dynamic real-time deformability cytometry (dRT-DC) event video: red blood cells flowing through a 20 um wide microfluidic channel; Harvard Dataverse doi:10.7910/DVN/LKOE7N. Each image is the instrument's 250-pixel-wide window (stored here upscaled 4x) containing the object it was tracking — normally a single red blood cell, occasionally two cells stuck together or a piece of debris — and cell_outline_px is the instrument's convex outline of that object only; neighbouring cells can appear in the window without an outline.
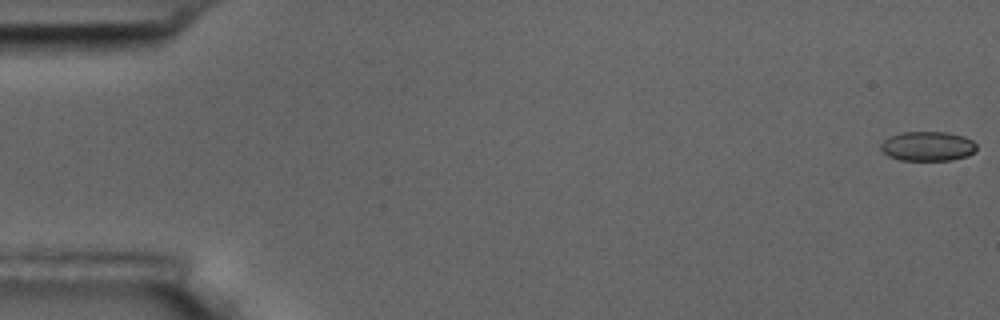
{"species": "common noctule bat (a hibernating species)", "species_latin": "Nyctalus noctula", "temperature_condition": "room temperature", "stored_images_in_passage": 58, "camera_frame_rate_fps": 3000, "um_per_image_px": 0.085, "animal": {"sex": "male", "body_mass_g": 17.5, "forearm_length_mm": 52.3}, "frame": {"image": 1, "passage_image": 1, "time_ms": 0.0, "image_size_px": [1000, 320], "cell_outline_px": [[976, 152], [968, 156], [952, 160], [900, 160], [888, 156], [880, 148], [880, 144], [888, 136], [900, 132], [948, 132], [964, 136], [972, 140], [976, 144]], "centroid_in_image_um": [78.86, 12.42], "position_along_channel_um": 6.1, "area_um2": 16.7}}
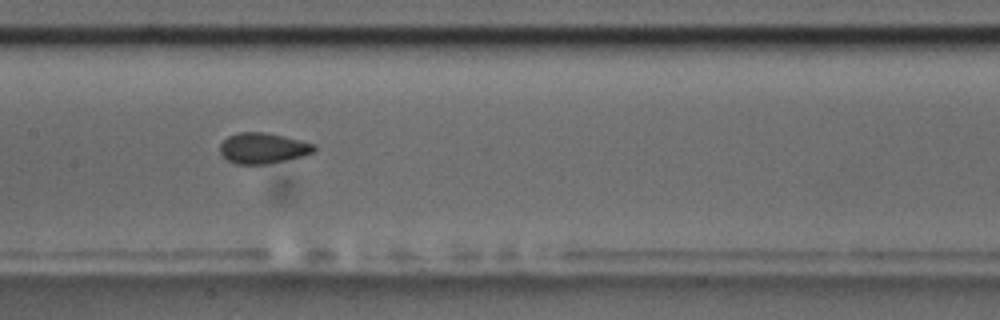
{"frame": {"image": 2, "passage_image": 29, "time_ms": 9.333, "image_size_px": [1000, 320], "cell_outline_px": [[316, 148], [312, 152], [304, 156], [264, 164], [236, 164], [228, 160], [220, 152], [220, 144], [228, 136], [240, 132], [264, 132], [284, 136], [316, 144]], "centroid_in_image_um": [22.36, 12.59], "position_along_channel_um": 185.0, "area_um2": 16.7}}
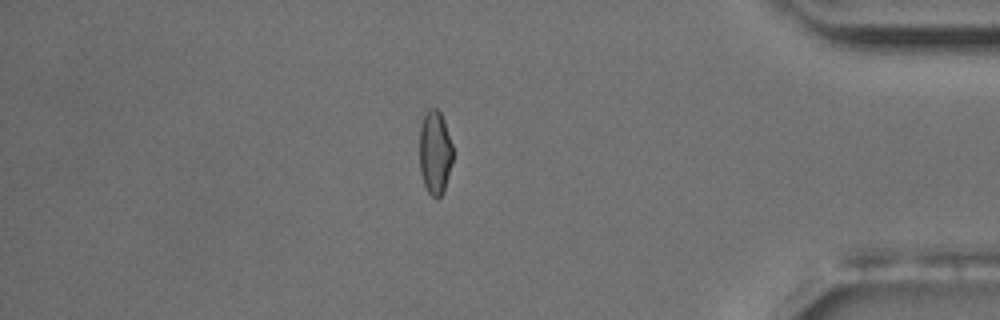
{"frame": {"image": 3, "passage_image": 50, "time_ms": 16.333, "image_size_px": [1000, 320], "cell_outline_px": [[452, 160], [444, 192], [436, 200], [428, 192], [424, 184], [420, 172], [420, 124], [428, 108], [436, 108], [440, 112], [444, 120], [452, 144]], "centroid_in_image_um": [36.96, 12.97], "position_along_channel_um": 398.2, "area_um2": 16.3}, "authors_computed_cell_mechanics": {"area_um2": 16.7909, "velocity_mm_per_s": 3.529, "shape_relaxation_time_tau1_ms": null, "shape_relaxation_time_tau2_ms": 0.939, "deformation_change_tau1": null, "deformation_change_tau2": 0.0389}}